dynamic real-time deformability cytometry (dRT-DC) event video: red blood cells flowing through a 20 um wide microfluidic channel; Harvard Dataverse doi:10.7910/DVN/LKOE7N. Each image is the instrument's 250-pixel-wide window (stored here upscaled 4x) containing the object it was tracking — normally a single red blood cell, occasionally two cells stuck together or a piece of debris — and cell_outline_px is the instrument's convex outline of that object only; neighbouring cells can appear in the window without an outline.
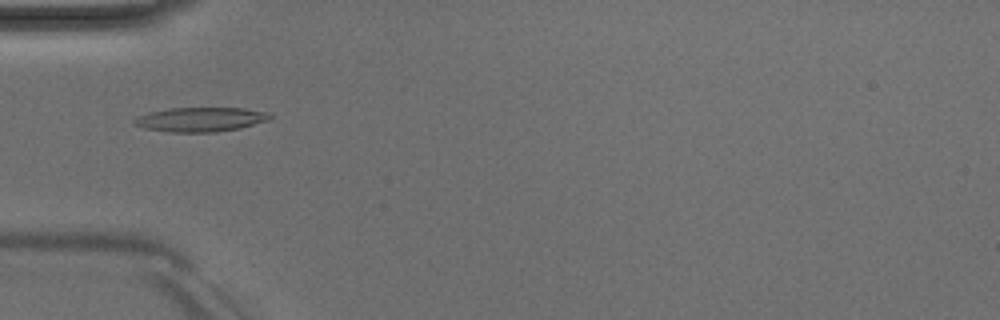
{"species": "Egyptian fruit bat (a non-hibernating species)", "species_latin": "Rousettus aegyptiacus", "temperature_condition": "room temperature", "stored_images_in_passage": 35, "camera_frame_rate_fps": 3000, "um_per_image_px": 0.085, "animal": {"sex": "male"}, "frame": {"image": 1, "passage_image": 1, "time_ms": 0.0, "image_size_px": [1000, 320], "cell_outline_px": [[272, 116], [268, 120], [240, 128], [216, 132], [168, 132], [144, 128], [136, 124], [132, 120], [148, 112], [168, 108], [244, 108], [268, 112]], "centroid_in_image_um": [17.05, 10.15], "position_along_channel_um": 67.9, "area_um2": 19.19}, "authors_computed_cell_mechanics": {"area_um2": 17.5134, "velocity_mm_per_s": 4.0353, "shape_relaxation_time_tau1_ms": 4.5299, "shape_relaxation_time_tau2_ms": 3.9394, "deformation_change_tau1": 0.2004, "deformation_change_tau2": 0.1469}}